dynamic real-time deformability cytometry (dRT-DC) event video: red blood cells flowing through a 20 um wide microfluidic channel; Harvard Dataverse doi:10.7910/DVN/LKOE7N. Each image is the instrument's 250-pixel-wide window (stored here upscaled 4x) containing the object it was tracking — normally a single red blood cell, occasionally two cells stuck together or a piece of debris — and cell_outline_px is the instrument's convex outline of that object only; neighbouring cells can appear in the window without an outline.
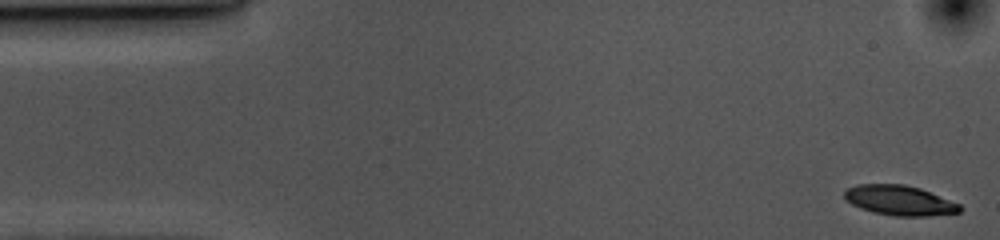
{"species": "common noctule bat (a hibernating species)", "species_latin": "Nyctalus noctula", "temperature_condition": "cold", "stored_images_in_passage": 55, "camera_frame_rate_fps": 3000, "um_per_image_px": 0.085, "animal": {"sex": "female", "body_mass_g": 10.0, "forearm_length_mm": 53.1}, "frame": {"image": 1, "passage_image": 1, "time_ms": 0.0, "image_size_px": [1000, 240], "cell_outline_px": [[964, 208], [960, 212], [928, 216], [892, 216], [872, 212], [860, 208], [852, 204], [844, 196], [844, 192], [848, 188], [856, 184], [904, 184], [920, 188], [960, 204]], "centroid_in_image_um": [76.47, 17.04], "position_along_channel_um": 8.5, "area_um2": 20.17}}
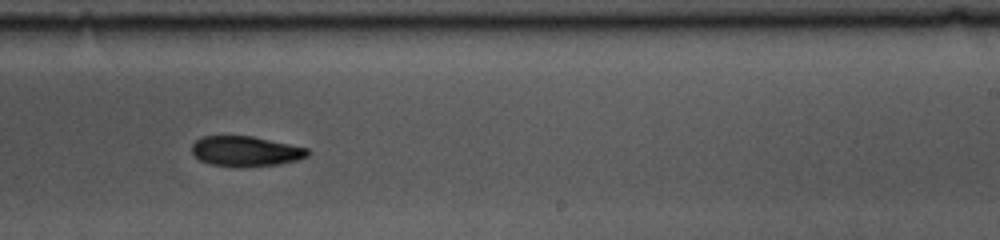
{"frame": {"image": 2, "passage_image": 32, "time_ms": 10.333, "image_size_px": [1000, 240], "cell_outline_px": [[312, 152], [308, 156], [296, 160], [280, 164], [240, 168], [236, 168], [212, 164], [200, 160], [192, 152], [192, 144], [200, 136], [252, 136], [308, 148]], "centroid_in_image_um": [20.89, 12.87], "position_along_channel_um": 268.1, "area_um2": 20.58}}
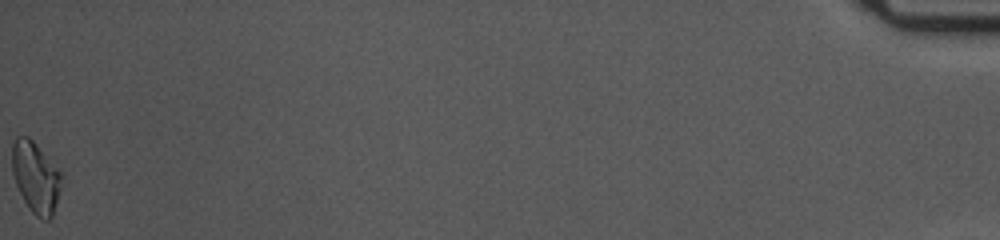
{"frame": {"image": 3, "passage_image": 55, "time_ms": 18.0, "image_size_px": [1000, 240], "cell_outline_px": [[64, 176], [52, 216], [48, 220], [44, 220], [36, 216], [32, 212], [24, 200], [16, 184], [12, 172], [12, 144], [16, 136], [28, 136], [36, 144]], "centroid_in_image_um": [3.03, 15.06], "position_along_channel_um": 432.2, "area_um2": 20.29}, "authors_computed_cell_mechanics": {"area_um2": 20.6346, "velocity_mm_per_s": 3.5497, "shape_relaxation_time_tau1_ms": 2.7153, "shape_relaxation_time_tau2_ms": null, "deformation_change_tau1": 0.1073, "deformation_change_tau2": null}}